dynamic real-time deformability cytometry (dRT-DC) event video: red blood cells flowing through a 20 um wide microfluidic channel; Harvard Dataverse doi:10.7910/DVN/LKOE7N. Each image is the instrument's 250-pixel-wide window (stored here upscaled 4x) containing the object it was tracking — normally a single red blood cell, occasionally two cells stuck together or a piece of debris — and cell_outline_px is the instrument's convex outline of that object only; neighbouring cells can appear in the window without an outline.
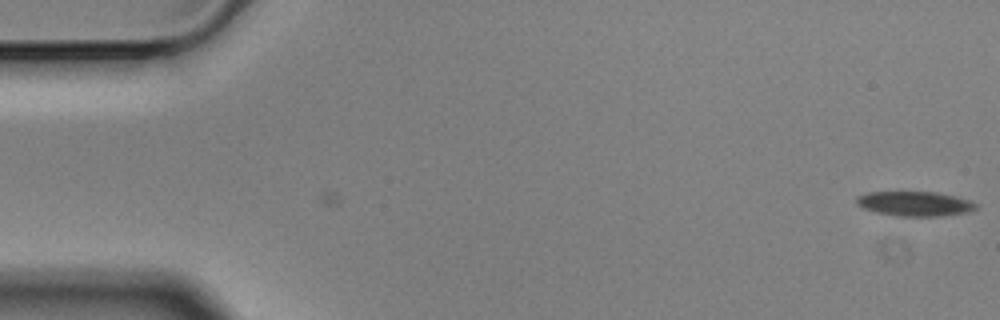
{"species": "Egyptian fruit bat (a non-hibernating species)", "species_latin": "Rousettus aegyptiacus", "temperature_condition": "cold", "stored_images_in_passage": 6, "camera_frame_rate_fps": 3000, "um_per_image_px": 0.085, "animal": {"sex": "male"}, "frame": {"image": 1, "passage_image": 6, "time_ms": 1.667, "image_size_px": [1000, 320], "cell_outline_px": [[980, 204], [976, 208], [968, 212], [944, 216], [896, 216], [876, 212], [864, 208], [856, 204], [856, 196], [868, 192], [936, 192], [956, 196]], "centroid_in_image_um": [77.77, 17.32], "position_along_channel_um": 7.2, "area_um2": 17.28}}